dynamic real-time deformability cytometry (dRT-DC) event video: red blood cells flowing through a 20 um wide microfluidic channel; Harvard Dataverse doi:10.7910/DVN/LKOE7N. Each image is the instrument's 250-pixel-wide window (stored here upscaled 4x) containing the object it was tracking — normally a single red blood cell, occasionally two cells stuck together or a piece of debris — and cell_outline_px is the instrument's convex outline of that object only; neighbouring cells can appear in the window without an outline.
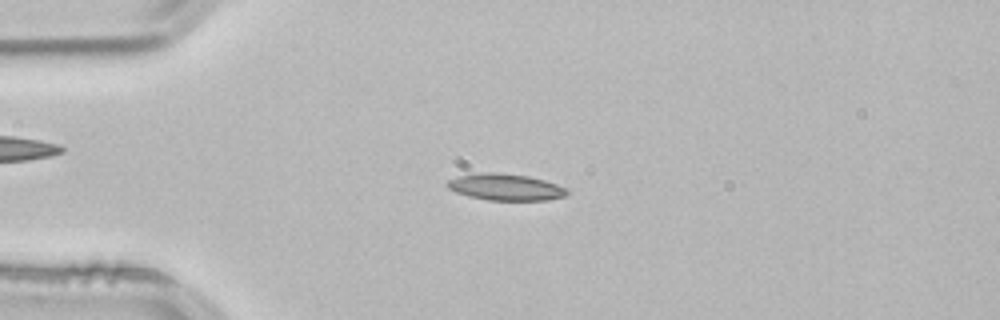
{"species": "common noctule bat (a hibernating species)", "species_latin": "Nyctalus noctula", "temperature_condition": "room temperature", "stored_images_in_passage": 43, "camera_frame_rate_fps": 3000, "um_per_image_px": 0.085, "animal": {"sex": "male", "body_mass_g": 21.5, "forearm_length_mm": 52.0}, "frame": {"image": 1, "passage_image": 3, "time_ms": 0.667, "image_size_px": [1000, 320], "cell_outline_px": [[568, 192], [564, 196], [548, 200], [488, 200], [468, 196], [456, 192], [448, 188], [448, 180], [456, 176], [480, 172], [496, 172], [528, 176], [544, 180], [556, 184], [564, 188]], "centroid_in_image_um": [42.93, 15.89], "position_along_channel_um": 42.1, "area_um2": 18.44}}
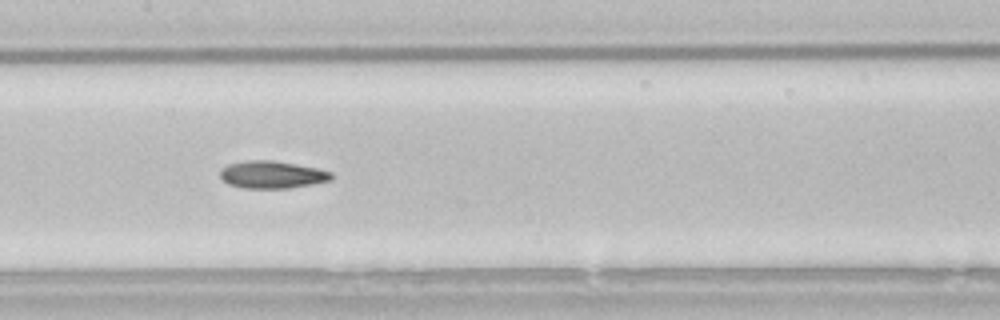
{"frame": {"image": 2, "passage_image": 16, "time_ms": 5.0, "image_size_px": [1000, 320], "cell_outline_px": [[332, 180], [312, 184], [288, 188], [244, 188], [228, 184], [220, 176], [220, 168], [228, 164], [244, 160], [272, 160], [296, 164], [316, 168], [332, 172]], "centroid_in_image_um": [23.1, 14.84], "position_along_channel_um": 184.3, "area_um2": 17.8}}
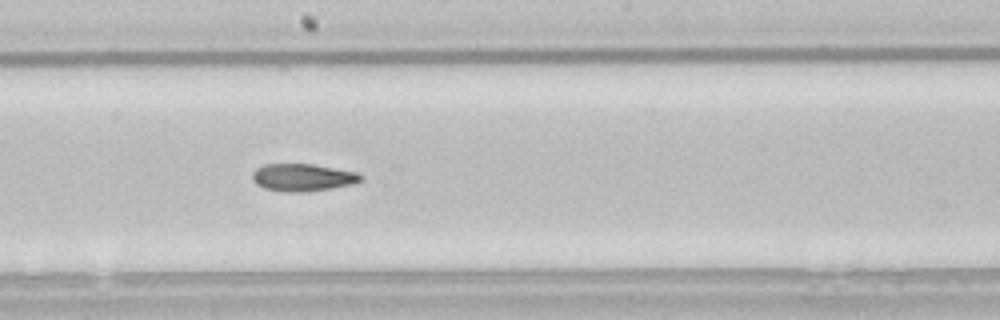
{"frame": {"image": 3, "passage_image": 19, "time_ms": 6.0, "image_size_px": [1000, 320], "cell_outline_px": [[360, 180], [352, 184], [332, 188], [308, 192], [284, 192], [264, 188], [256, 184], [252, 180], [252, 172], [256, 168], [264, 164], [312, 164], [356, 172], [360, 176]], "centroid_in_image_um": [25.66, 15.09], "position_along_channel_um": 222.5, "area_um2": 17.28}, "authors_computed_cell_mechanics": {"area_um2": 17.5712, "velocity_mm_per_s": 3.8241, "shape_relaxation_time_tau1_ms": null, "shape_relaxation_time_tau2_ms": 4.3341, "deformation_change_tau1": null, "deformation_change_tau2": 0.1173}}